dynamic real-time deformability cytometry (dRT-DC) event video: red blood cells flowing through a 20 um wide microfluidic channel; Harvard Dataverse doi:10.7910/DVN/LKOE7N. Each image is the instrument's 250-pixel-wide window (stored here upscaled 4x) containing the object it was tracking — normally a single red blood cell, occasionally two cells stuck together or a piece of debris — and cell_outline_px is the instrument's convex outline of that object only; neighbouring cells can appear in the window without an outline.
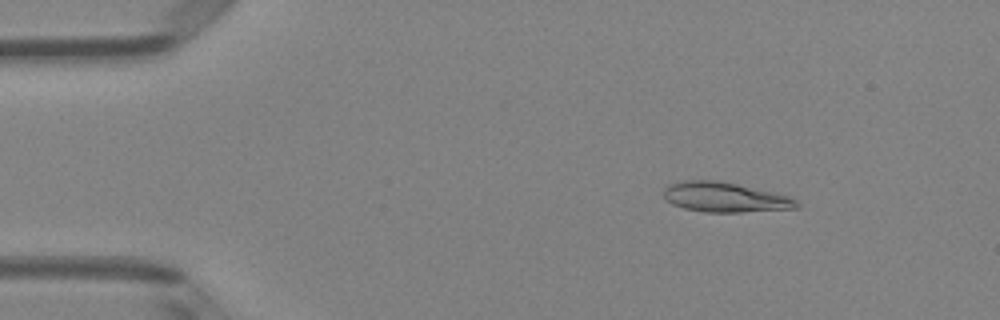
{"species": "Egyptian fruit bat (a non-hibernating species)", "species_latin": "Rousettus aegyptiacus", "temperature_condition": "room temperature", "stored_images_in_passage": 45, "camera_frame_rate_fps": 3000, "um_per_image_px": 0.085, "animal": {"sex": "female"}, "frame": {"image": 1, "passage_image": 3, "time_ms": 0.667, "image_size_px": [1000, 320], "cell_outline_px": [[800, 208], [740, 212], [704, 212], [684, 208], [672, 204], [664, 196], [664, 188], [668, 184], [680, 180], [716, 180], [736, 184], [788, 196], [796, 200], [800, 204]], "centroid_in_image_um": [61.59, 16.76], "position_along_channel_um": 23.4, "area_um2": 23.0}}
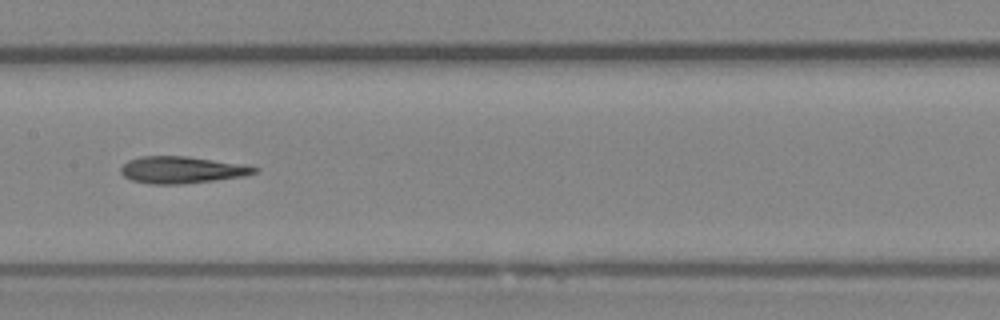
{"frame": {"image": 2, "passage_image": 21, "time_ms": 6.667, "image_size_px": [1000, 320], "cell_outline_px": [[260, 168], [256, 172], [244, 176], [184, 184], [148, 184], [132, 180], [124, 176], [120, 172], [120, 168], [128, 160], [140, 156], [188, 156], [244, 164]], "centroid_in_image_um": [15.45, 14.43], "position_along_channel_um": 192.0, "area_um2": 21.04}}
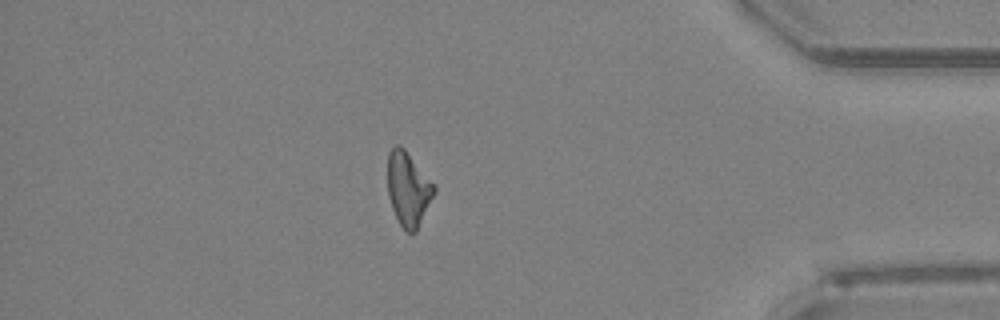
{"frame": {"image": 3, "passage_image": 39, "time_ms": 12.667, "image_size_px": [1000, 320], "cell_outline_px": [[436, 192], [416, 232], [408, 232], [400, 224], [392, 208], [388, 196], [388, 152], [396, 144], [400, 144], [404, 148], [436, 184]], "centroid_in_image_um": [34.72, 16.03], "position_along_channel_um": 400.5, "area_um2": 20.23}, "authors_computed_cell_mechanics": {"area_um2": 21.0392, "velocity_mm_per_s": 4.0891, "shape_relaxation_time_tau1_ms": null, "shape_relaxation_time_tau2_ms": 3.5847, "deformation_change_tau1": null, "deformation_change_tau2": 0.1428}}